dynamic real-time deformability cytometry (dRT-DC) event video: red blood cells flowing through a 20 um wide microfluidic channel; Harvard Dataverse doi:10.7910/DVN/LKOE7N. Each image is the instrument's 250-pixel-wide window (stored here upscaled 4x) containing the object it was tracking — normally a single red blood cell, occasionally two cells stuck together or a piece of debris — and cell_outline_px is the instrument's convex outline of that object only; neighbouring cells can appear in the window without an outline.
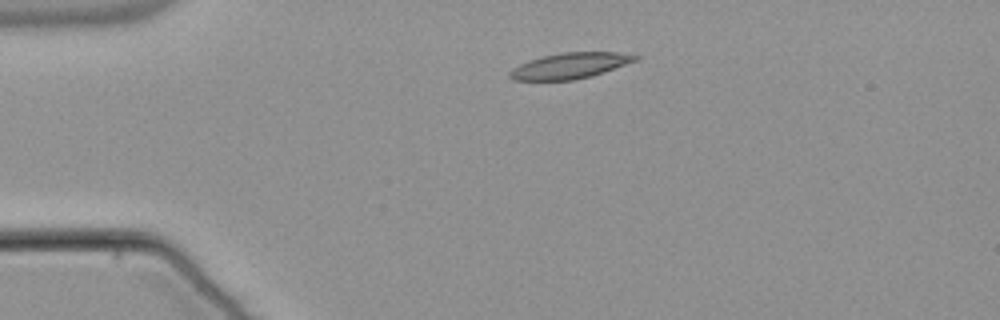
{"species": "common noctule bat (a hibernating species)", "species_latin": "Nyctalus noctula", "temperature_condition": "warm", "stored_images_in_passage": 33, "camera_frame_rate_fps": 3000, "um_per_image_px": 0.085, "animal": {"sex": "male", "body_mass_g": 21.5, "forearm_length_mm": 52.0}, "frame": {"image": 1, "passage_image": 1, "time_ms": 0.0, "image_size_px": [1000, 320], "cell_outline_px": [[640, 60], [592, 76], [576, 80], [512, 80], [508, 76], [508, 72], [512, 68], [528, 60], [544, 56], [564, 52], [616, 52], [640, 56]], "centroid_in_image_um": [48.46, 5.59], "position_along_channel_um": 36.5, "area_um2": 19.02}}
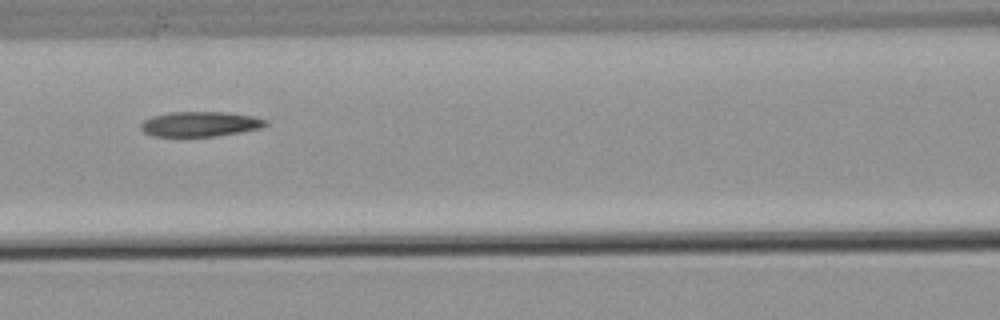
{"frame": {"image": 2, "passage_image": 13, "time_ms": 4.0, "image_size_px": [1000, 320], "cell_outline_px": [[268, 124], [260, 128], [240, 132], [216, 136], [152, 136], [144, 132], [140, 128], [140, 124], [144, 120], [152, 116], [168, 112], [224, 112], [252, 116], [268, 120]], "centroid_in_image_um": [16.99, 10.54], "position_along_channel_um": 149.6, "area_um2": 18.15}}
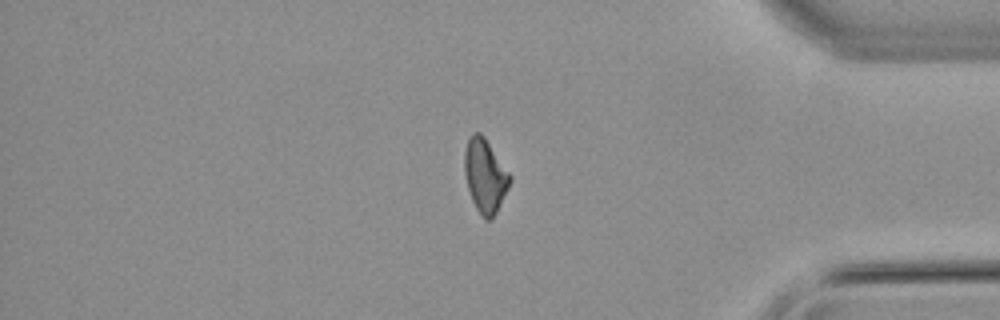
{"frame": {"image": 3, "passage_image": 32, "time_ms": 10.333, "image_size_px": [1000, 320], "cell_outline_px": [[512, 180], [492, 220], [484, 220], [476, 208], [472, 200], [468, 188], [464, 172], [464, 152], [468, 140], [472, 132], [480, 132], [484, 136], [512, 176]], "centroid_in_image_um": [41.23, 14.94], "position_along_channel_um": 394.0, "area_um2": 19.48}}